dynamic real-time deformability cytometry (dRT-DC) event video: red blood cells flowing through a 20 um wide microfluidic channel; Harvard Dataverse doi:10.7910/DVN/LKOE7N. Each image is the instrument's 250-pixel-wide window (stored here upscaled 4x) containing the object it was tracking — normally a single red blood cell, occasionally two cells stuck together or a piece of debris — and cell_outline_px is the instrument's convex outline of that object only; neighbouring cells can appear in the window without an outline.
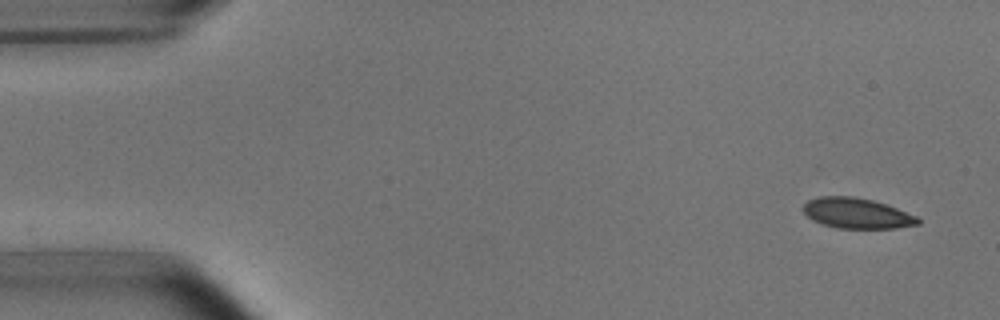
{"species": "common noctule bat (a hibernating species)", "species_latin": "Nyctalus noctula", "temperature_condition": "room temperature", "stored_images_in_passage": 14, "camera_frame_rate_fps": 3000, "um_per_image_px": 0.085, "animal": {"sex": "male", "body_mass_g": 15.6}, "frame": {"image": 1, "passage_image": 1, "time_ms": 0.0, "image_size_px": [1000, 320], "cell_outline_px": [[920, 224], [896, 228], [836, 228], [812, 220], [804, 212], [804, 204], [808, 200], [820, 196], [852, 196], [872, 200], [896, 208], [916, 216], [920, 220]], "centroid_in_image_um": [72.82, 18.13], "position_along_channel_um": 12.2, "area_um2": 20.11}}
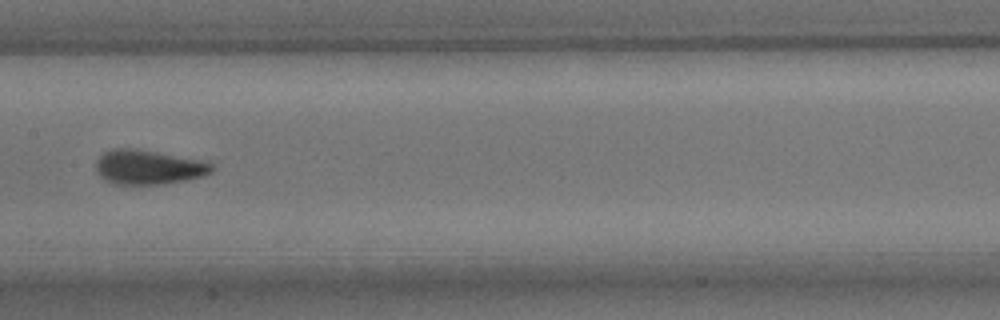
{"frame": {"image": 2, "passage_image": 7, "time_ms": 8.0, "image_size_px": [1000, 320], "cell_outline_px": [[216, 168], [212, 172], [204, 176], [188, 180], [164, 184], [112, 184], [104, 180], [96, 172], [96, 160], [104, 152], [112, 148], [136, 148], [200, 160], [212, 164]], "centroid_in_image_um": [12.61, 14.21], "position_along_channel_um": 194.8, "area_um2": 23.52}}
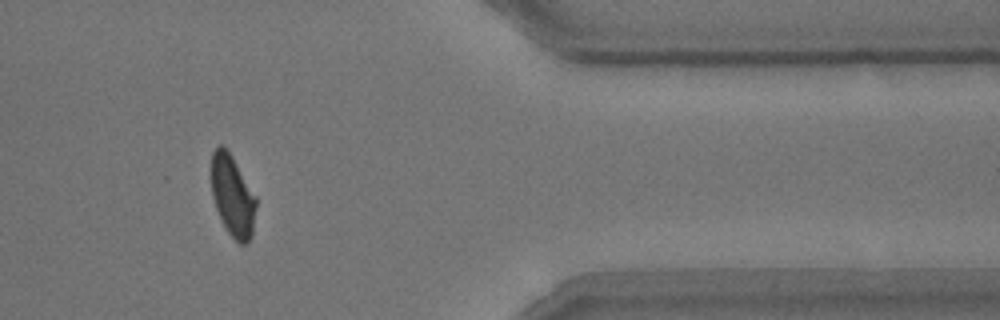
{"frame": {"image": 3, "passage_image": 12, "time_ms": 14.0, "image_size_px": [1000, 320], "cell_outline_px": [[256, 208], [252, 236], [248, 244], [240, 244], [228, 232], [216, 208], [212, 196], [208, 168], [212, 152], [220, 144], [224, 144], [228, 148], [256, 196]], "centroid_in_image_um": [19.73, 16.56], "position_along_channel_um": 391.7, "area_um2": 21.91}, "authors_computed_cell_mechanics": {"area_um2": 21.8773, "velocity_mm_per_s": 3.6798, "shape_relaxation_time_tau1_ms": 2.1933, "shape_relaxation_time_tau2_ms": null, "deformation_change_tau1": 0.1012, "deformation_change_tau2": null}}